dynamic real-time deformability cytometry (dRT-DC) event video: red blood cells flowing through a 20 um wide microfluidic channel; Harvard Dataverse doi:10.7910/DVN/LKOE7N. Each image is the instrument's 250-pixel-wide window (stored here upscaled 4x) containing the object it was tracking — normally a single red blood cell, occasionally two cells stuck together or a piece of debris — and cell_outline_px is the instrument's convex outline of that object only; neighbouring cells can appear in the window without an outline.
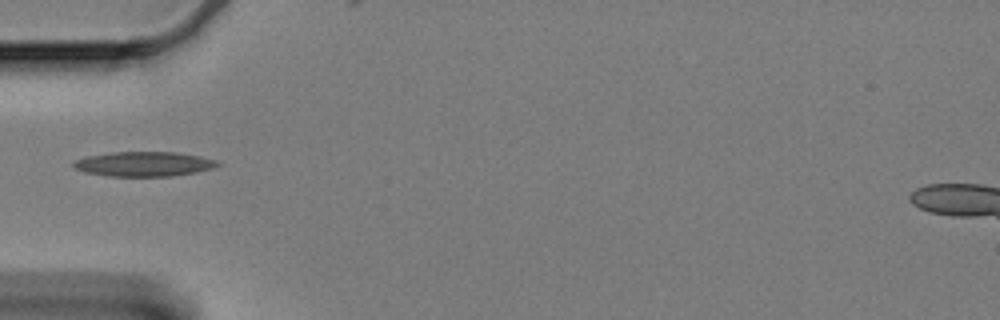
{"species": "Egyptian fruit bat (a non-hibernating species)", "species_latin": "Rousettus aegyptiacus", "temperature_condition": "cold", "stored_images_in_passage": 18, "camera_frame_rate_fps": 3000, "um_per_image_px": 0.085, "animal": {"sex": "female"}, "frame": {"image": 1, "passage_image": 1, "time_ms": 0.0, "image_size_px": [1000, 320], "cell_outline_px": [[220, 164], [212, 168], [196, 172], [172, 176], [108, 176], [84, 172], [76, 168], [72, 164], [76, 160], [88, 156], [112, 152], [176, 152], [216, 160]], "centroid_in_image_um": [12.21, 13.94], "position_along_channel_um": 72.8, "area_um2": 20.46}}
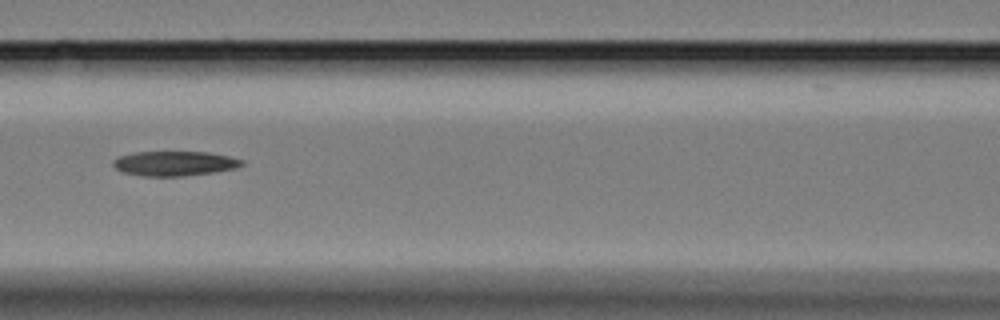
{"frame": {"image": 2, "passage_image": 8, "time_ms": 2.333, "image_size_px": [1000, 320], "cell_outline_px": [[244, 164], [236, 168], [212, 172], [184, 176], [144, 176], [124, 172], [116, 168], [112, 164], [112, 160], [120, 156], [136, 152], [208, 152], [228, 156], [244, 160]], "centroid_in_image_um": [14.84, 13.89], "position_along_channel_um": 151.8, "area_um2": 18.38}}
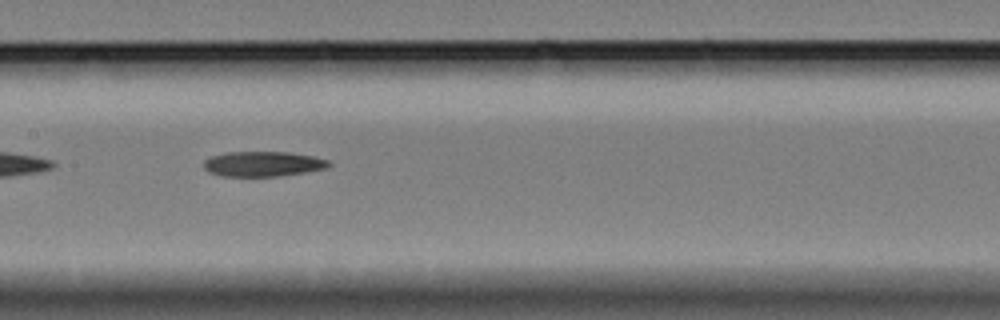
{"frame": {"image": 3, "passage_image": 11, "time_ms": 3.333, "image_size_px": [1000, 320], "cell_outline_px": [[332, 164], [324, 168], [304, 172], [276, 176], [224, 176], [208, 172], [204, 168], [204, 160], [212, 156], [228, 152], [288, 152], [312, 156], [328, 160]], "centroid_in_image_um": [22.32, 13.93], "position_along_channel_um": 185.1, "area_um2": 18.03}}